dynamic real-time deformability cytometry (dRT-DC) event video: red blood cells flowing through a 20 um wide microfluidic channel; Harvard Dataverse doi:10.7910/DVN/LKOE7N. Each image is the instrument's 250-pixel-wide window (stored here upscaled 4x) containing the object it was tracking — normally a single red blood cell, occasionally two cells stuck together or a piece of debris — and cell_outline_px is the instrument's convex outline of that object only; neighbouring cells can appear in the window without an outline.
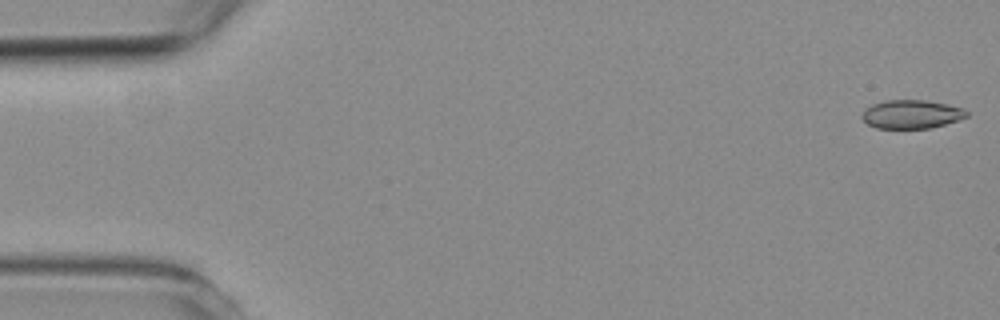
{"species": "common noctule bat (a hibernating species)", "species_latin": "Nyctalus noctula", "temperature_condition": "room temperature", "stored_images_in_passage": 5, "camera_frame_rate_fps": 3000, "um_per_image_px": 0.085, "animal": {"sex": "female", "body_mass_g": 19.3, "forearm_length_mm": 54.1}, "frame": {"image": 1, "passage_image": 1, "time_ms": 0.0, "image_size_px": [1000, 320], "cell_outline_px": [[968, 116], [944, 124], [928, 128], [876, 128], [868, 124], [860, 116], [864, 108], [872, 104], [884, 100], [924, 100], [964, 108], [968, 112]], "centroid_in_image_um": [77.42, 9.7], "position_along_channel_um": 7.6, "area_um2": 17.34}}